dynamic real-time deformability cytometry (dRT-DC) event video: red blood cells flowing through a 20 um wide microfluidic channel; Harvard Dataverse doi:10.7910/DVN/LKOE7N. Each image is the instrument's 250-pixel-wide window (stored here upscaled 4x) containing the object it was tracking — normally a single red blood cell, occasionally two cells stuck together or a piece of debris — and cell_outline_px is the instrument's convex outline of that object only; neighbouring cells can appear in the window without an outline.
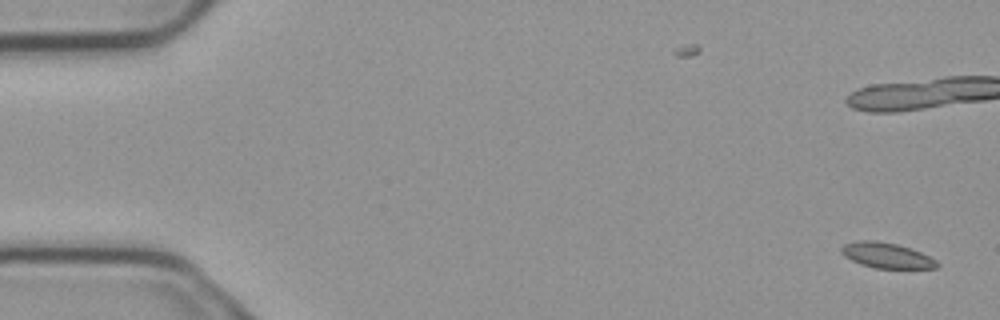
{"species": "common noctule bat (a hibernating species)", "species_latin": "Nyctalus noctula", "temperature_condition": "cold", "stored_images_in_passage": 2, "camera_frame_rate_fps": 3000, "um_per_image_px": 0.085, "animal": {"sex": "male", "body_mass_g": 23.1, "forearm_length_mm": 52.7}, "frame": {"image": 1, "passage_image": 2, "time_ms": 0.333, "image_size_px": [1000, 320], "cell_outline_px": [[940, 264], [936, 268], [872, 268], [860, 264], [844, 256], [840, 252], [840, 248], [844, 244], [856, 240], [876, 240], [896, 244], [912, 248], [936, 260]], "centroid_in_image_um": [75.33, 21.7], "position_along_channel_um": 9.7, "area_um2": 14.28}}